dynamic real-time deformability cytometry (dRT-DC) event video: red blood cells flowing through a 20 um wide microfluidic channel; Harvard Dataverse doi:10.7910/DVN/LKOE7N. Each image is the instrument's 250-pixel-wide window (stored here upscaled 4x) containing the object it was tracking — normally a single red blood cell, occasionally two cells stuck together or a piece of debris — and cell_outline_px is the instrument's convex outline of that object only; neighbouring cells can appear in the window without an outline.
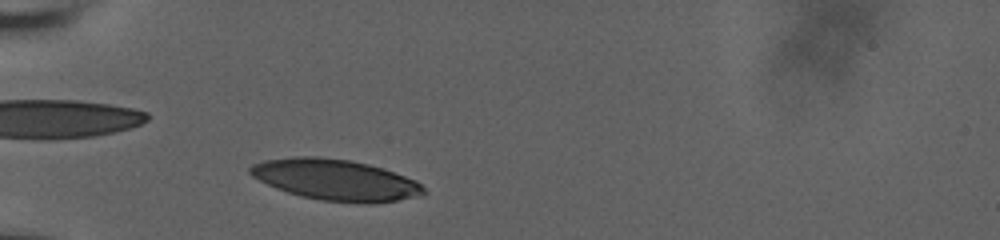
{"species": "human", "species_latin": "Homo sapiens", "temperature_condition": "room temperature", "stored_images_in_passage": 46, "camera_frame_rate_fps": 3000, "um_per_image_px": 0.085, "donor": {"sex": "male"}, "frame": {"image": 1, "passage_image": 5, "time_ms": 1.0, "image_size_px": [1000, 240], "cell_outline_px": [[424, 192], [416, 196], [396, 200], [372, 204], [368, 204], [320, 200], [300, 196], [276, 188], [252, 176], [248, 172], [248, 168], [252, 164], [264, 160], [292, 156], [320, 156], [352, 160], [384, 168], [416, 180], [424, 188]], "centroid_in_image_um": [28.49, 15.27], "position_along_channel_um": 56.5, "area_um2": 41.62}}
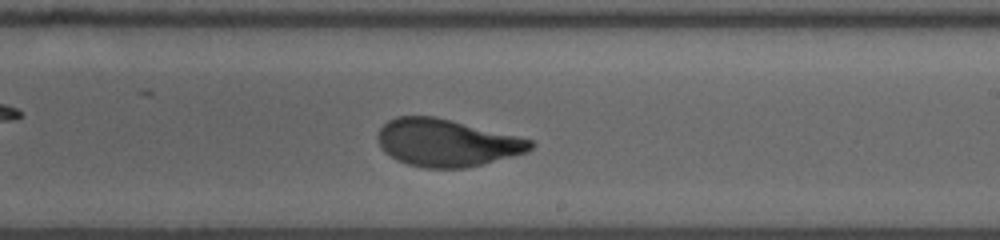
{"frame": {"image": 2, "passage_image": 25, "time_ms": 6.667, "image_size_px": [1000, 240], "cell_outline_px": [[536, 144], [528, 152], [464, 168], [424, 168], [408, 164], [396, 160], [384, 152], [380, 148], [376, 136], [380, 128], [388, 120], [396, 116], [436, 116], [532, 140]], "centroid_in_image_um": [37.92, 12.13], "position_along_channel_um": 251.1, "area_um2": 42.08}}
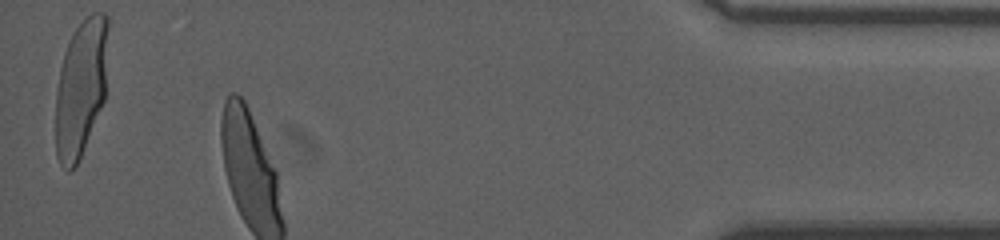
{"frame": {"image": 3, "passage_image": 46, "time_ms": 12.333, "image_size_px": [1000, 240], "cell_outline_px": [[108, 28], [104, 100], [80, 156], [76, 164], [68, 172], [60, 164], [56, 156], [56, 92], [60, 68], [68, 40], [76, 28], [92, 12], [104, 12], [108, 16]], "centroid_in_image_um": [6.87, 7.43], "position_along_channel_um": 428.3, "area_um2": 41.56}, "authors_computed_cell_mechanics": {"area_um2": 42.1362, "velocity_mm_per_s": 3.7506, "shape_relaxation_time_tau1_ms": 4.5029, "shape_relaxation_time_tau2_ms": null, "deformation_change_tau1": 0.1897, "deformation_change_tau2": null}}